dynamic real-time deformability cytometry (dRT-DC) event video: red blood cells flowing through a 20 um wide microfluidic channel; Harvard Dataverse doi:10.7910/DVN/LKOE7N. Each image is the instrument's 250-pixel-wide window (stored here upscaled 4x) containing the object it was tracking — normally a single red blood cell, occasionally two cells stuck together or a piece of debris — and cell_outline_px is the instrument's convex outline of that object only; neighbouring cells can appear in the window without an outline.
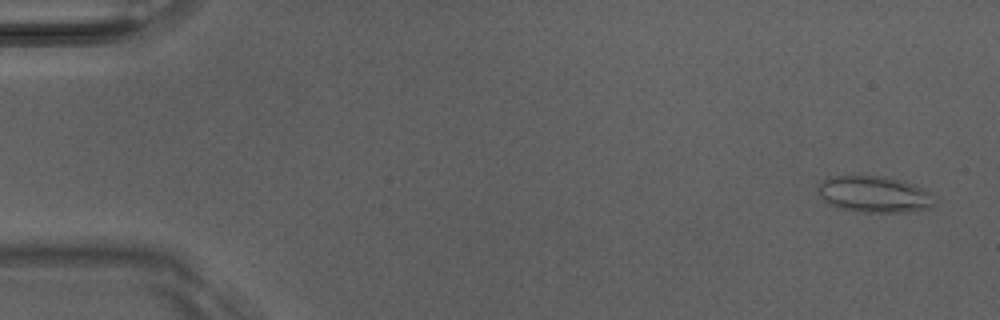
{"species": "Egyptian fruit bat (a non-hibernating species)", "species_latin": "Rousettus aegyptiacus", "temperature_condition": "room temperature", "stored_images_in_passage": 7, "camera_frame_rate_fps": 3000, "um_per_image_px": 0.085, "animal": {"sex": "male"}, "frame": {"image": 1, "passage_image": 1, "time_ms": 0.0, "image_size_px": [1000, 320], "cell_outline_px": [[932, 204], [928, 208], [912, 212], [856, 212], [840, 208], [828, 204], [816, 192], [816, 188], [828, 176], [860, 172], [884, 176], [916, 184], [932, 192]], "centroid_in_image_um": [74.24, 16.46], "position_along_channel_um": 10.8, "area_um2": 25.78}}